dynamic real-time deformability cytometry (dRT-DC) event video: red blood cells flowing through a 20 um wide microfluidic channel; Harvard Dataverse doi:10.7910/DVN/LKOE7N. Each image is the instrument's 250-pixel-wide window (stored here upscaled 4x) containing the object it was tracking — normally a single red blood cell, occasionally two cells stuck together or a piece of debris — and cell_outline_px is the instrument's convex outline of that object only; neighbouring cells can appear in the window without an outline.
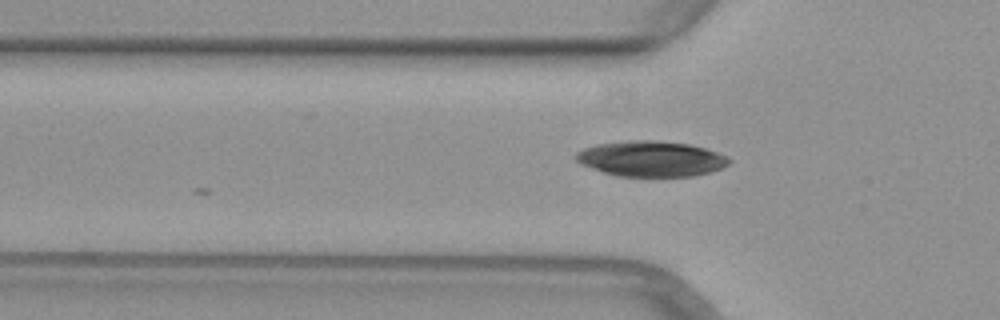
{"species": "common noctule bat (a hibernating species)", "species_latin": "Nyctalus noctula", "temperature_condition": "warm", "stored_images_in_passage": 3, "camera_frame_rate_fps": 3000, "um_per_image_px": 0.085, "animal": {"sex": "female", "body_mass_g": 29.2, "forearm_length_mm": 56.3}, "frame": {"image": 1, "passage_image": 3, "time_ms": 0.667, "image_size_px": [1000, 320], "cell_outline_px": [[732, 160], [728, 164], [712, 172], [692, 176], [616, 176], [580, 164], [572, 156], [576, 152], [584, 148], [596, 144], [624, 140], [656, 140], [688, 144], [704, 148], [728, 156]], "centroid_in_image_um": [55.31, 13.49], "position_along_channel_um": 70.5, "area_um2": 31.85}}